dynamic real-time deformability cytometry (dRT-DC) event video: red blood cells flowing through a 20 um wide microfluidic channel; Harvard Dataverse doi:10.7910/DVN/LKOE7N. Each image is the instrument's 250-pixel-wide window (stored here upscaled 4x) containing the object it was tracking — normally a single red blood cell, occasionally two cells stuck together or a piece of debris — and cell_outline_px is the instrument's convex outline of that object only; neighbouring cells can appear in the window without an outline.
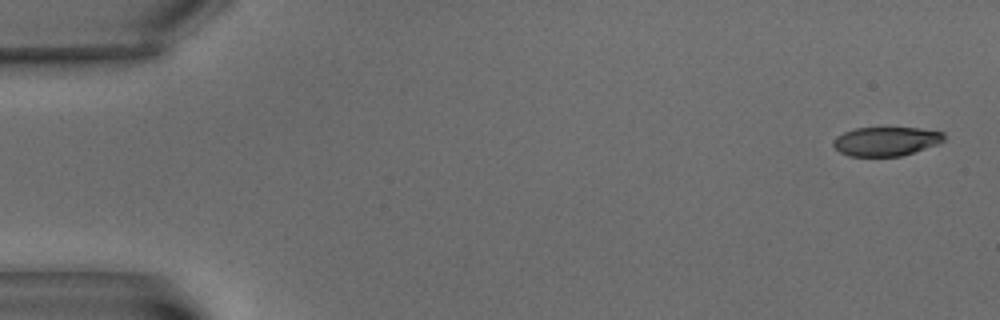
{"species": "common noctule bat (a hibernating species)", "species_latin": "Nyctalus noctula", "temperature_condition": "warm", "stored_images_in_passage": 5, "camera_frame_rate_fps": 3000, "um_per_image_px": 0.085, "animal": {"sex": "male", "body_mass_g": 15.6}, "frame": {"image": 1, "passage_image": 1, "time_ms": 0.0, "image_size_px": [1000, 320], "cell_outline_px": [[944, 140], [940, 144], [900, 156], [848, 156], [840, 152], [832, 144], [832, 140], [836, 136], [844, 132], [856, 128], [920, 128], [944, 132]], "centroid_in_image_um": [75.31, 12.01], "position_along_channel_um": 9.7, "area_um2": 18.79}}
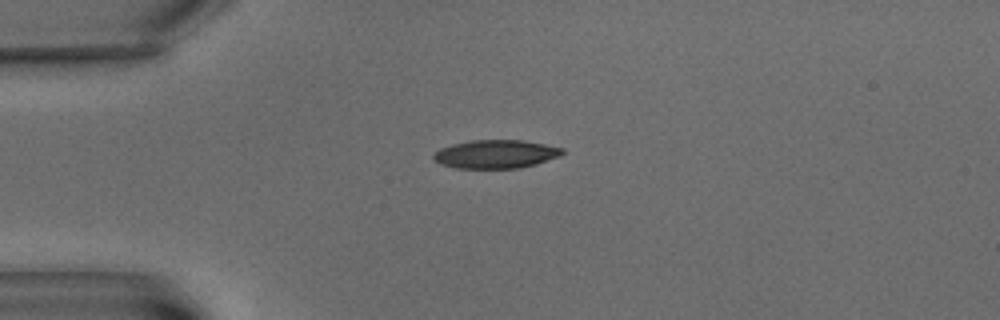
{"frame": {"image": 2, "passage_image": 5, "time_ms": 5.0, "image_size_px": [1000, 320], "cell_outline_px": [[564, 152], [560, 156], [536, 164], [520, 168], [456, 168], [440, 164], [432, 160], [432, 156], [440, 148], [452, 144], [472, 140], [524, 140], [564, 148]], "centroid_in_image_um": [42.13, 13.1], "position_along_channel_um": 42.9, "area_um2": 21.44}}